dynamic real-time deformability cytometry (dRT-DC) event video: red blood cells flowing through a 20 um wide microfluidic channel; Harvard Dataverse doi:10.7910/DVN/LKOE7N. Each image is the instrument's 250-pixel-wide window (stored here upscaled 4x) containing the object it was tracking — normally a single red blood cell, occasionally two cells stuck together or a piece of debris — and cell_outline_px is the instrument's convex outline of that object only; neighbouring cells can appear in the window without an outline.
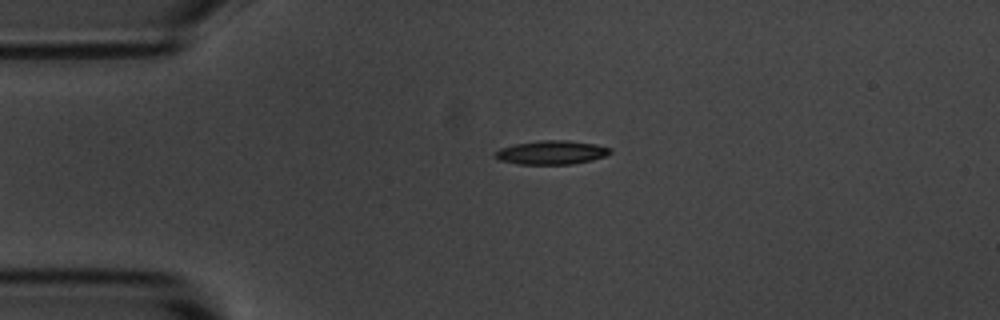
{"species": "common noctule bat (a hibernating species)", "species_latin": "Nyctalus noctula", "temperature_condition": "room temperature", "stored_images_in_passage": 3, "camera_frame_rate_fps": 3000, "um_per_image_px": 0.085, "animal": {"sex": "male", "body_mass_g": 20.1, "forearm_length_mm": 53.5}, "frame": {"image": 1, "passage_image": 1, "time_ms": 0.0, "image_size_px": [1000, 320], "cell_outline_px": [[612, 152], [604, 156], [592, 160], [572, 164], [520, 164], [500, 160], [496, 156], [496, 152], [500, 148], [512, 144], [540, 140], [568, 140], [596, 144], [612, 148]], "centroid_in_image_um": [46.91, 12.95], "position_along_channel_um": 38.1, "area_um2": 15.95}}